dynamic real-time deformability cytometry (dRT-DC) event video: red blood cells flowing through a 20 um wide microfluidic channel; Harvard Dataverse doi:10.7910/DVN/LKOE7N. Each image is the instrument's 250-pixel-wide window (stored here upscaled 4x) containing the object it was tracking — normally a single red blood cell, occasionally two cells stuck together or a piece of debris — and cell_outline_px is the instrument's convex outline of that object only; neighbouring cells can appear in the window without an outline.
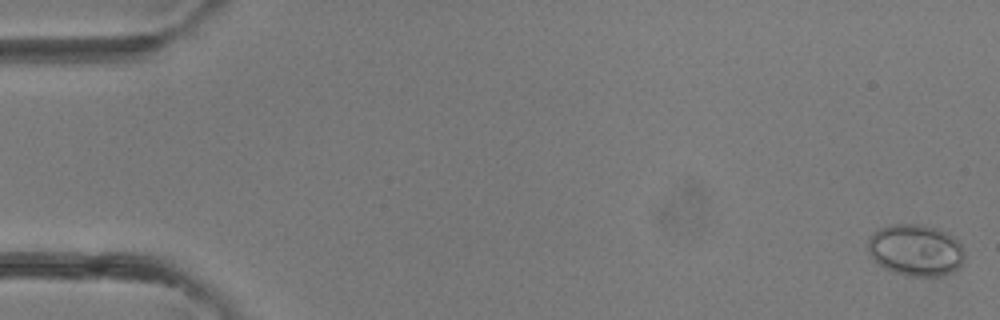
{"species": "common noctule bat (a hibernating species)", "species_latin": "Nyctalus noctula", "temperature_condition": "room temperature", "stored_images_in_passage": 41, "camera_frame_rate_fps": 3000, "um_per_image_px": 0.085, "animal": {"sex": "female"}, "frame": {"image": 1, "passage_image": 1, "time_ms": 0.0, "image_size_px": [1000, 320], "cell_outline_px": [[964, 260], [960, 268], [952, 272], [940, 276], [908, 276], [892, 272], [884, 268], [868, 252], [868, 240], [872, 232], [880, 228], [892, 224], [920, 224], [936, 228], [948, 232], [960, 244], [964, 252]], "centroid_in_image_um": [77.84, 21.26], "position_along_channel_um": 7.2, "area_um2": 29.25}}
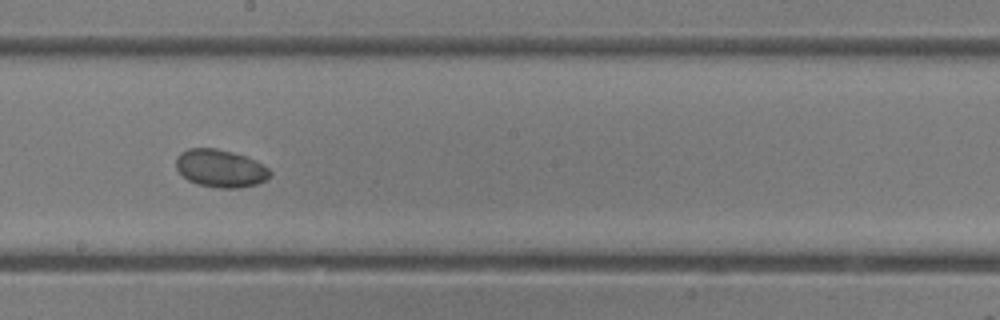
{"frame": {"image": 2, "passage_image": 23, "time_ms": 7.333, "image_size_px": [1000, 320], "cell_outline_px": [[272, 176], [256, 184], [240, 188], [216, 188], [196, 184], [188, 180], [176, 168], [176, 156], [180, 152], [188, 148], [216, 148], [232, 152], [256, 160], [268, 168], [272, 172]], "centroid_in_image_um": [18.73, 14.31], "position_along_channel_um": 229.5, "area_um2": 20.81}}
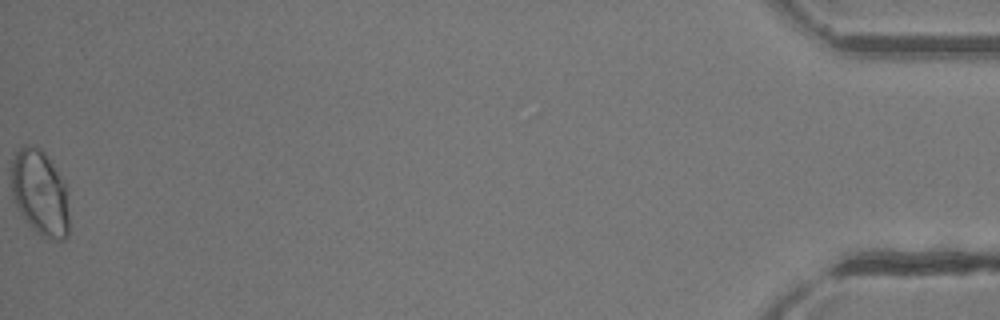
{"frame": {"image": 3, "passage_image": 41, "time_ms": 13.333, "image_size_px": [1000, 320], "cell_outline_px": [[68, 236], [64, 240], [52, 240], [36, 232], [32, 228], [16, 204], [12, 196], [12, 160], [16, 152], [24, 144], [28, 144], [40, 148], [44, 152], [64, 180], [68, 212]], "centroid_in_image_um": [3.4, 16.38], "position_along_channel_um": 431.8, "area_um2": 28.5}}